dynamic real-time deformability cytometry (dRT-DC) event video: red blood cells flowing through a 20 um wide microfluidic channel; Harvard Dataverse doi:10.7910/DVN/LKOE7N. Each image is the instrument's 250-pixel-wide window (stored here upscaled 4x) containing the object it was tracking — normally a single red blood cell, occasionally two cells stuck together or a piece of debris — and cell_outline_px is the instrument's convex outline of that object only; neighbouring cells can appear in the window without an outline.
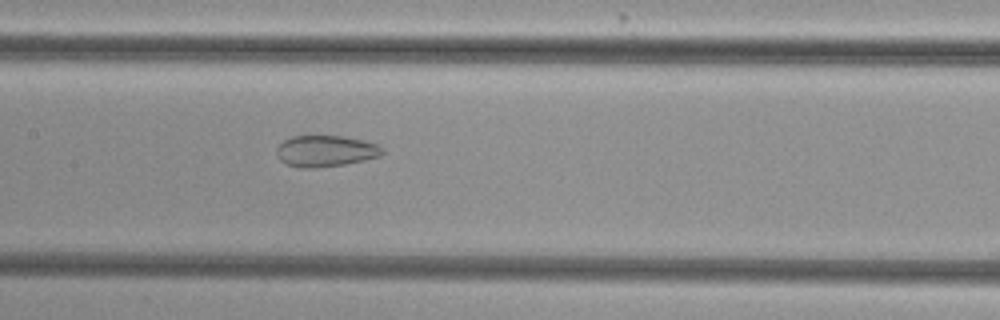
{"species": "common noctule bat (a hibernating species)", "species_latin": "Nyctalus noctula", "temperature_condition": "cold", "stored_images_in_passage": 52, "camera_frame_rate_fps": 3000, "um_per_image_px": 0.085, "animal": {"sex": "female", "body_mass_g": 29.2, "forearm_length_mm": 56.3}, "frame": {"image": 1, "passage_image": 25, "time_ms": 8.0, "image_size_px": [1000, 320], "cell_outline_px": [[384, 152], [380, 156], [364, 160], [344, 164], [312, 168], [300, 168], [288, 164], [280, 160], [276, 152], [276, 148], [284, 140], [292, 136], [344, 136], [364, 140], [376, 144], [384, 148]], "centroid_in_image_um": [27.69, 12.83], "position_along_channel_um": 179.7, "area_um2": 19.25}}
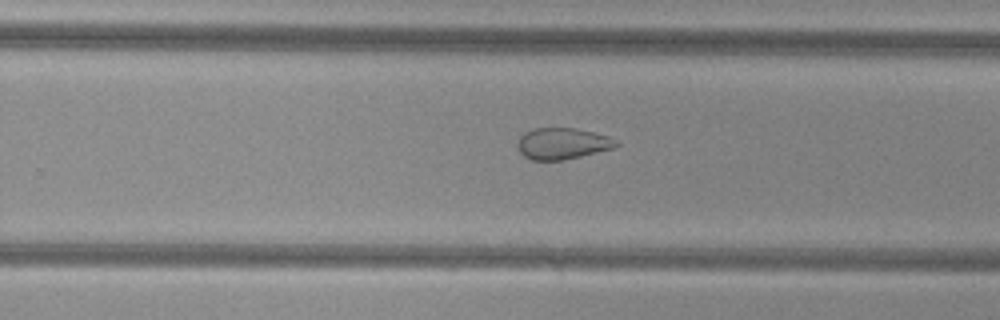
{"frame": {"image": 2, "passage_image": 33, "time_ms": 10.667, "image_size_px": [1000, 320], "cell_outline_px": [[620, 144], [612, 148], [564, 160], [532, 160], [524, 156], [520, 152], [516, 144], [520, 136], [524, 132], [532, 128], [576, 128], [608, 136], [616, 140]], "centroid_in_image_um": [47.76, 12.19], "position_along_channel_um": 282.0, "area_um2": 17.98}}
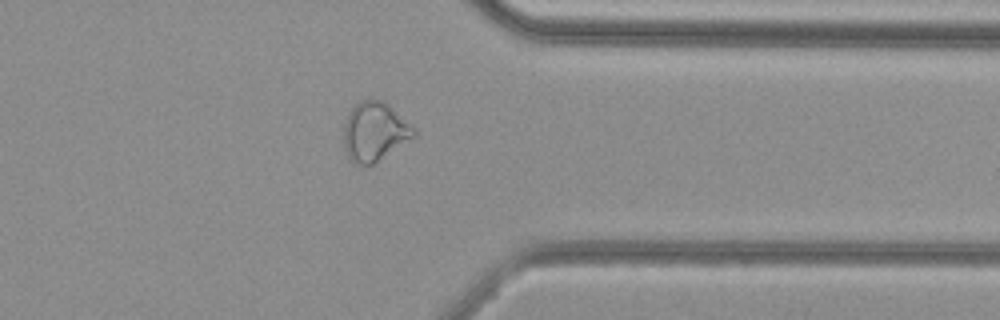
{"frame": {"image": 3, "passage_image": 41, "time_ms": 13.333, "image_size_px": [1000, 320], "cell_outline_px": [[416, 136], [372, 164], [356, 164], [348, 156], [344, 148], [344, 124], [352, 108], [360, 100], [372, 96], [384, 100], [416, 128]], "centroid_in_image_um": [31.86, 11.13], "position_along_channel_um": 379.5, "area_um2": 24.22}, "authors_computed_cell_mechanics": {"area_um2": 25.3164, "velocity_mm_per_s": 3.841, "shape_relaxation_time_tau1_ms": null, "shape_relaxation_time_tau2_ms": 2.6471, "deformation_change_tau1": null, "deformation_change_tau2": 0.0955}}